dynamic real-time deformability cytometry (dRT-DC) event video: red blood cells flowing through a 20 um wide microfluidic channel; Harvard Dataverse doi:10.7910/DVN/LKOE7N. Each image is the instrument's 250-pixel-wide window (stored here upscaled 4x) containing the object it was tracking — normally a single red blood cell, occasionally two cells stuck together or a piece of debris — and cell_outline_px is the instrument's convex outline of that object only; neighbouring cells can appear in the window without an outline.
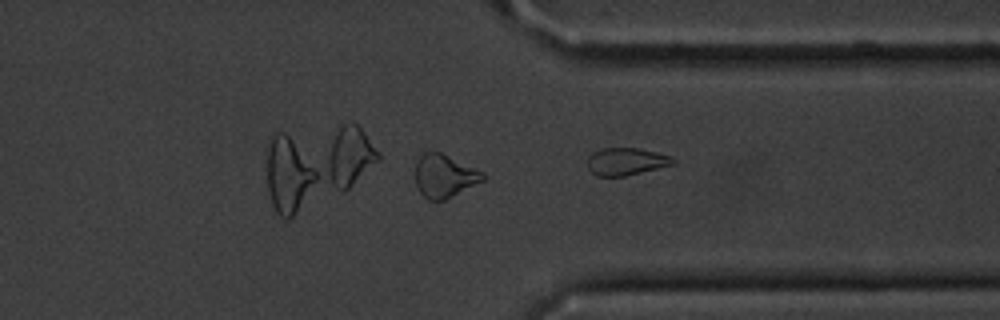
{"species": "common noctule bat (a hibernating species)", "species_latin": "Nyctalus noctula", "temperature_condition": "cold", "stored_images_in_passage": 30, "camera_frame_rate_fps": 3000, "um_per_image_px": 0.085, "animal": {"sex": "male", "body_mass_g": 20.1, "forearm_length_mm": 53.5}, "frame": {"image": 1, "passage_image": 26, "time_ms": 8.333, "image_size_px": [1000, 320], "cell_outline_px": [[484, 180], [444, 200], [428, 200], [416, 188], [416, 164], [420, 156], [424, 152], [440, 152], [484, 172]], "centroid_in_image_um": [37.76, 14.96], "position_along_channel_um": 373.6, "area_um2": 16.7}}